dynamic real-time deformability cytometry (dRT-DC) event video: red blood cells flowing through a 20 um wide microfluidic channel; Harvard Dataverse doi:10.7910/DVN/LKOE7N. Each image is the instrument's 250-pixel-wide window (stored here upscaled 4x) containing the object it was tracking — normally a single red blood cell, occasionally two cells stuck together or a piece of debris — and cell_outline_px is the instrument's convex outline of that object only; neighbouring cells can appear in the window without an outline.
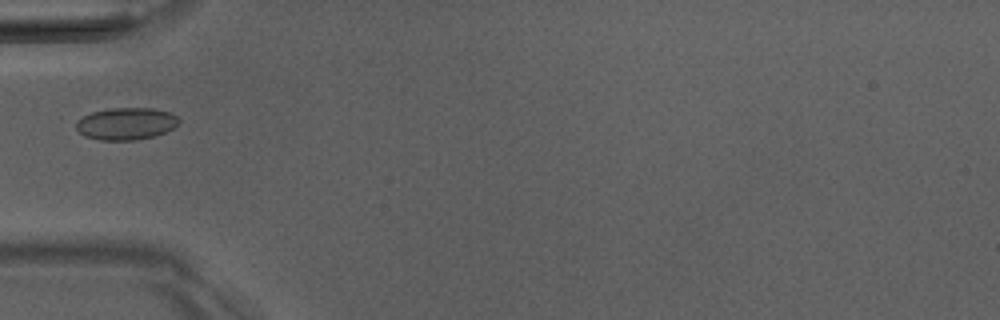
{"species": "Egyptian fruit bat (a non-hibernating species)", "species_latin": "Rousettus aegyptiacus", "temperature_condition": "room temperature", "stored_images_in_passage": 6, "camera_frame_rate_fps": 3000, "um_per_image_px": 0.085, "animal": {"sex": "male"}, "frame": {"image": 1, "passage_image": 5, "time_ms": 4.667, "image_size_px": [1000, 320], "cell_outline_px": [[180, 120], [172, 128], [164, 132], [152, 136], [136, 140], [100, 140], [84, 136], [76, 128], [76, 120], [92, 112], [112, 108], [152, 108], [168, 112], [176, 116]], "centroid_in_image_um": [10.68, 10.51], "position_along_channel_um": 74.3, "area_um2": 19.02}}